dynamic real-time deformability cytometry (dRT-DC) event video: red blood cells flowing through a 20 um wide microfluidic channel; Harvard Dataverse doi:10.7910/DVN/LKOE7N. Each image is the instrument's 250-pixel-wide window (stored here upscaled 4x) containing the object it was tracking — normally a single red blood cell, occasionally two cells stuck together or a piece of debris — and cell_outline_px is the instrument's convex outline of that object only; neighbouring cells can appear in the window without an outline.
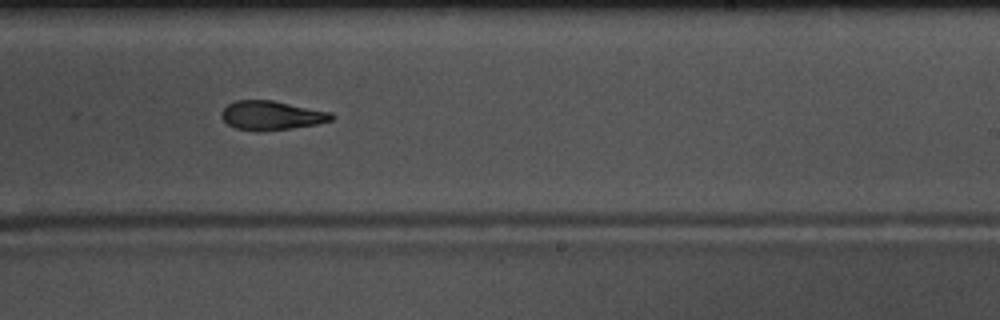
{"species": "common noctule bat (a hibernating species)", "species_latin": "Nyctalus noctula", "temperature_condition": "warm", "stored_images_in_passage": 48, "camera_frame_rate_fps": 3000, "um_per_image_px": 0.085, "animal": {"sex": "male", "body_mass_g": 17.5, "forearm_length_mm": 52.3}, "frame": {"image": 1, "passage_image": 28, "time_ms": 9.0, "image_size_px": [1000, 320], "cell_outline_px": [[336, 116], [332, 120], [316, 124], [292, 128], [236, 128], [228, 124], [220, 116], [220, 112], [228, 104], [236, 100], [272, 100], [332, 112]], "centroid_in_image_um": [23.12, 9.76], "position_along_channel_um": 265.9, "area_um2": 17.98}, "authors_computed_cell_mechanics": {"area_um2": 19.363, "velocity_mm_per_s": 3.7228, "shape_relaxation_time_tau1_ms": 5.8659, "shape_relaxation_time_tau2_ms": 5.6745, "deformation_change_tau1": 0.1867, "deformation_change_tau2": 0.1486}}